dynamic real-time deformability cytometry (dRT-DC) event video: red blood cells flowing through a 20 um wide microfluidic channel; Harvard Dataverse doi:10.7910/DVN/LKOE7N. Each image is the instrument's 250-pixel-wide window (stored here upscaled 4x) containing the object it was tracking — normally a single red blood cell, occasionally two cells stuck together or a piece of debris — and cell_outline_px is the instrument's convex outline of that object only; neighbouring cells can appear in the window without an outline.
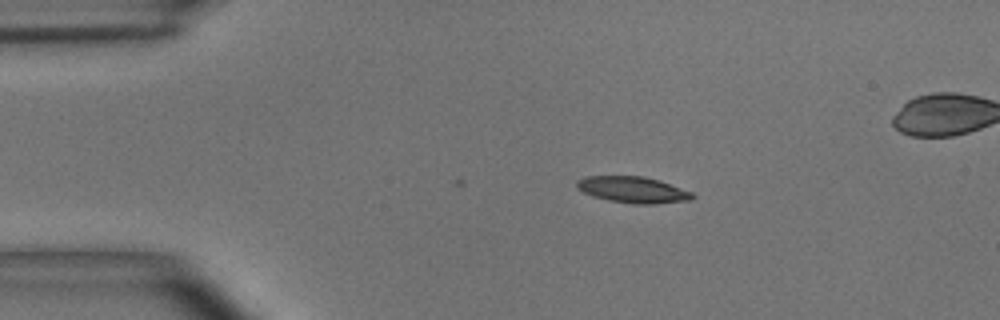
{"species": "common noctule bat (a hibernating species)", "species_latin": "Nyctalus noctula", "temperature_condition": "room temperature", "stored_images_in_passage": 5, "camera_frame_rate_fps": 3000, "um_per_image_px": 0.085, "animal": {"sex": "male", "body_mass_g": 15.6}, "frame": {"image": 1, "passage_image": 5, "time_ms": 1.333, "image_size_px": [1000, 320], "cell_outline_px": [[696, 196], [692, 200], [656, 204], [636, 204], [608, 200], [592, 196], [576, 188], [576, 180], [584, 176], [644, 176], [660, 180], [692, 192]], "centroid_in_image_um": [53.8, 16.12], "position_along_channel_um": 31.2, "area_um2": 17.92}}